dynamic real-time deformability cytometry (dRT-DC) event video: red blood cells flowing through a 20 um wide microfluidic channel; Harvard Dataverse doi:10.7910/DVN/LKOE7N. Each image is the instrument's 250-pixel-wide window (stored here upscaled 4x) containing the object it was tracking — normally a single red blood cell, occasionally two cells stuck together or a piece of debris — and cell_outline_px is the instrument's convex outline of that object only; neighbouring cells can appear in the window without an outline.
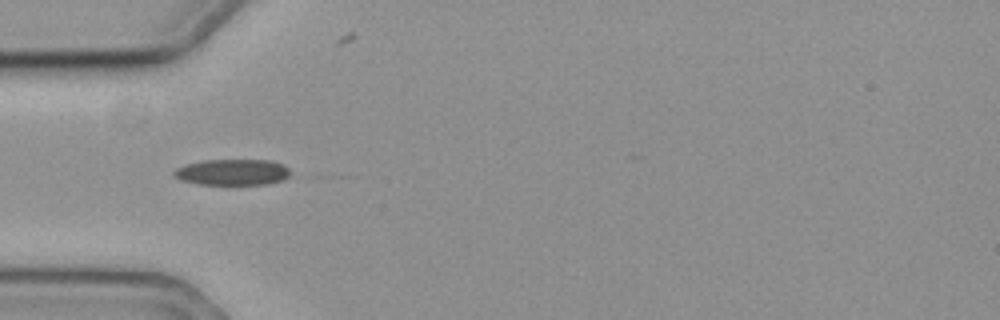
{"species": "common noctule bat (a hibernating species)", "species_latin": "Nyctalus noctula", "temperature_condition": "cold", "stored_images_in_passage": 37, "camera_frame_rate_fps": 3000, "um_per_image_px": 0.085, "animal": {"sex": "female", "body_mass_g": 19.3, "forearm_length_mm": 54.1}, "frame": {"image": 1, "passage_image": 1, "time_ms": 0.0, "image_size_px": [1000, 320], "cell_outline_px": [[288, 176], [284, 180], [268, 184], [200, 184], [180, 180], [172, 176], [172, 172], [176, 168], [184, 164], [204, 160], [272, 160], [284, 164], [288, 168]], "centroid_in_image_um": [19.73, 14.63], "position_along_channel_um": 65.3, "area_um2": 17.8}}
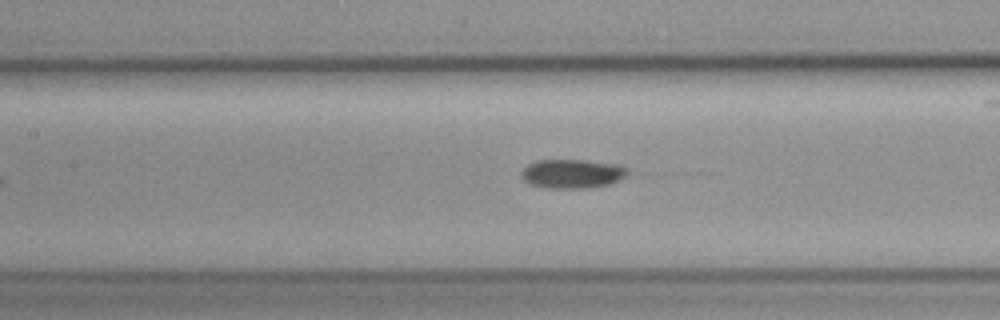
{"frame": {"image": 2, "passage_image": 9, "time_ms": 2.667, "image_size_px": [1000, 320], "cell_outline_px": [[628, 172], [620, 180], [608, 184], [592, 188], [544, 188], [528, 184], [520, 176], [520, 172], [528, 164], [536, 160], [588, 160], [620, 164], [628, 168]], "centroid_in_image_um": [48.63, 14.76], "position_along_channel_um": 158.8, "area_um2": 18.32}}
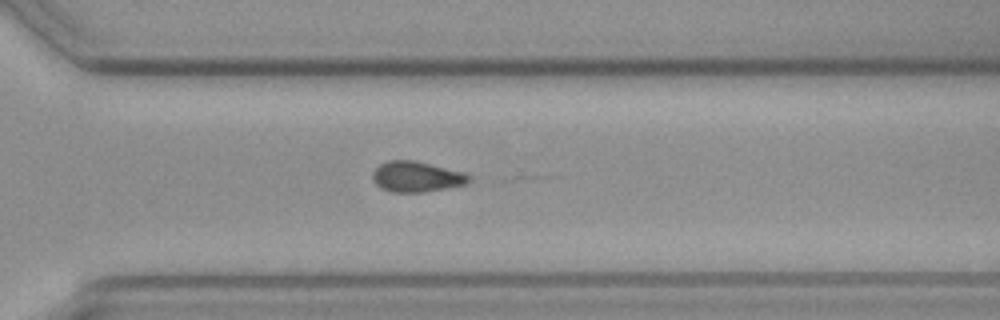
{"frame": {"image": 3, "passage_image": 24, "time_ms": 7.667, "image_size_px": [1000, 320], "cell_outline_px": [[472, 180], [468, 184], [424, 192], [392, 192], [380, 188], [372, 180], [372, 172], [380, 164], [388, 160], [416, 160], [468, 172], [472, 176]], "centroid_in_image_um": [35.47, 15.01], "position_along_channel_um": 335.1, "area_um2": 17.69}, "authors_computed_cell_mechanics": {"area_um2": 17.5712, "velocity_mm_per_s": 3.5403, "shape_relaxation_time_tau1_ms": 4.3599, "shape_relaxation_time_tau2_ms": null, "deformation_change_tau1": 0.1221, "deformation_change_tau2": null}}